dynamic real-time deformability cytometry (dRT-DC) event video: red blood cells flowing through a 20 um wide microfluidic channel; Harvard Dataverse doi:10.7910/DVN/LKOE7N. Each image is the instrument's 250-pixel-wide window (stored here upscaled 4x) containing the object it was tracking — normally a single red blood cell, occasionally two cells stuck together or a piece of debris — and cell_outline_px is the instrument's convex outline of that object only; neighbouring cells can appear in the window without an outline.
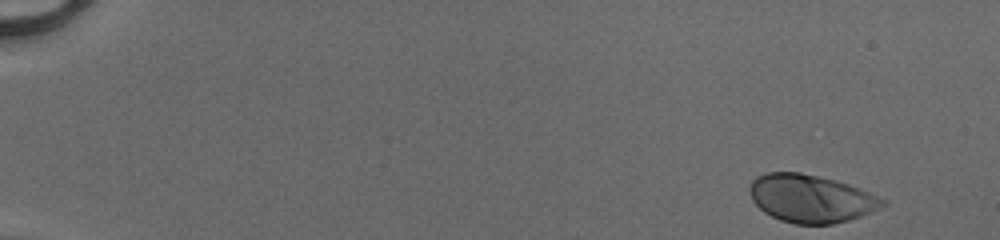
{"species": "human", "species_latin": "Homo sapiens", "temperature_condition": "cold", "stored_images_in_passage": 48, "camera_frame_rate_fps": 3000, "um_per_image_px": 0.085, "donor": {"sex": "male"}, "frame": {"image": 1, "passage_image": 1, "time_ms": 0.0, "image_size_px": [1000, 240], "cell_outline_px": [[888, 204], [872, 212], [848, 220], [832, 224], [796, 224], [780, 220], [764, 212], [752, 200], [748, 188], [752, 180], [756, 176], [768, 172], [800, 172], [848, 184], [888, 200]], "centroid_in_image_um": [68.92, 16.88], "position_along_channel_um": 16.1, "area_um2": 36.99}}
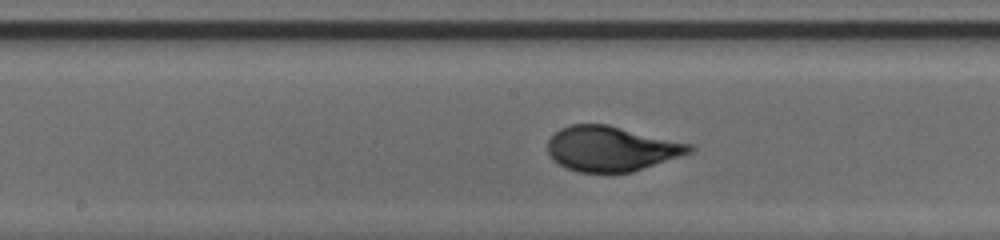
{"frame": {"image": 2, "passage_image": 26, "time_ms": 8.333, "image_size_px": [1000, 240], "cell_outline_px": [[696, 148], [692, 152], [632, 172], [580, 172], [568, 168], [552, 160], [548, 152], [548, 140], [560, 128], [572, 124], [608, 124], [696, 144]], "centroid_in_image_um": [52.02, 12.62], "position_along_channel_um": 196.2, "area_um2": 37.4}}
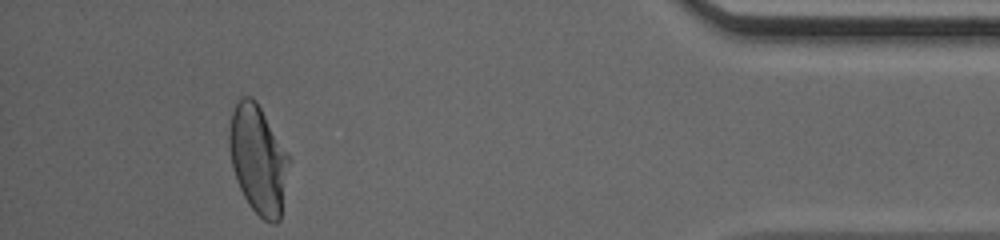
{"frame": {"image": 3, "passage_image": 45, "time_ms": 14.667, "image_size_px": [1000, 240], "cell_outline_px": [[292, 160], [280, 220], [276, 224], [272, 224], [264, 220], [248, 204], [236, 180], [232, 168], [228, 148], [228, 132], [232, 112], [236, 104], [244, 96], [252, 96], [256, 100]], "centroid_in_image_um": [21.96, 13.58], "position_along_channel_um": 413.2, "area_um2": 38.32}, "authors_computed_cell_mechanics": {"area_um2": 36.9631, "velocity_mm_per_s": 4.1371, "shape_relaxation_time_tau1_ms": 2.8489, "shape_relaxation_time_tau2_ms": null, "deformation_change_tau1": 0.1722, "deformation_change_tau2": null}}